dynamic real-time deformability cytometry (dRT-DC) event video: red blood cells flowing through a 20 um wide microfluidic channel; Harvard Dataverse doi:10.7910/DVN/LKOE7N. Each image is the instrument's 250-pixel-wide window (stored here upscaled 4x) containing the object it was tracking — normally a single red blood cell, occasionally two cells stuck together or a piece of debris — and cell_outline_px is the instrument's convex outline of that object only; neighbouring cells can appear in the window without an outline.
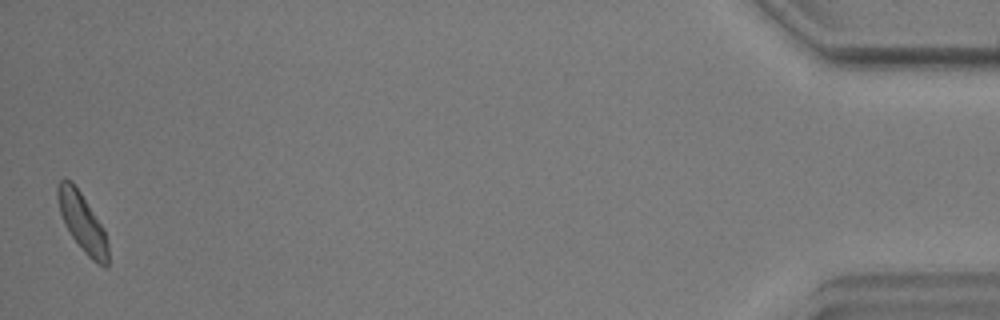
{"species": "common noctule bat (a hibernating species)", "species_latin": "Nyctalus noctula", "temperature_condition": "warm", "stored_images_in_passage": 42, "camera_frame_rate_fps": 3000, "um_per_image_px": 0.085, "animal": {"sex": "male", "body_mass_g": 17.9, "forearm_length_mm": 54.2}, "frame": {"image": 1, "passage_image": 42, "time_ms": 13.667, "image_size_px": [1000, 320], "cell_outline_px": [[108, 264], [104, 268], [96, 264], [84, 252], [72, 236], [64, 224], [60, 212], [56, 196], [56, 184], [64, 176], [72, 180], [104, 228], [108, 244]], "centroid_in_image_um": [6.98, 18.87], "position_along_channel_um": 428.2, "area_um2": 17.4}, "authors_computed_cell_mechanics": {"area_um2": 17.4845, "velocity_mm_per_s": 3.5316, "shape_relaxation_time_tau1_ms": 3.277, "shape_relaxation_time_tau2_ms": 1.5804, "deformation_change_tau1": 0.0899, "deformation_change_tau2": 0.0551}}